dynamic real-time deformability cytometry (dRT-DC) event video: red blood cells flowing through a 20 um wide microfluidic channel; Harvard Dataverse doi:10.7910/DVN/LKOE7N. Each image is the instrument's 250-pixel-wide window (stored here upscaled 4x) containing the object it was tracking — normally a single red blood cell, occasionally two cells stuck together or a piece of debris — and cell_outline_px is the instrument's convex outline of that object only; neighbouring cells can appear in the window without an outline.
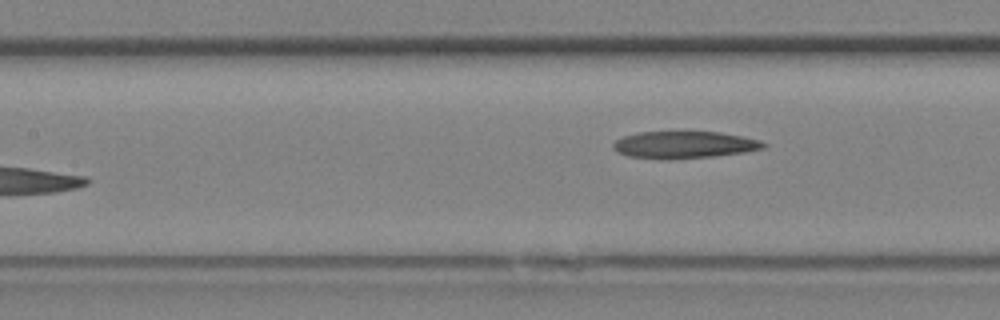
{"species": "Egyptian fruit bat (a non-hibernating species)", "species_latin": "Rousettus aegyptiacus", "temperature_condition": "room temperature", "stored_images_in_passage": 11, "segment_of_instrument_passage": [2, 2], "camera_frame_rate_fps": 3000, "um_per_image_px": 0.085, "animal": {"sex": "female"}, "frame": {"image": 1, "passage_image": 11, "time_ms": 3.333, "image_size_px": [1000, 320], "cell_outline_px": [[768, 144], [764, 148], [744, 152], [716, 156], [668, 160], [660, 160], [628, 156], [616, 152], [612, 148], [612, 144], [616, 140], [624, 136], [640, 132], [720, 132], [760, 140]], "centroid_in_image_um": [58.12, 12.32], "position_along_channel_um": 149.3, "area_um2": 23.93}}